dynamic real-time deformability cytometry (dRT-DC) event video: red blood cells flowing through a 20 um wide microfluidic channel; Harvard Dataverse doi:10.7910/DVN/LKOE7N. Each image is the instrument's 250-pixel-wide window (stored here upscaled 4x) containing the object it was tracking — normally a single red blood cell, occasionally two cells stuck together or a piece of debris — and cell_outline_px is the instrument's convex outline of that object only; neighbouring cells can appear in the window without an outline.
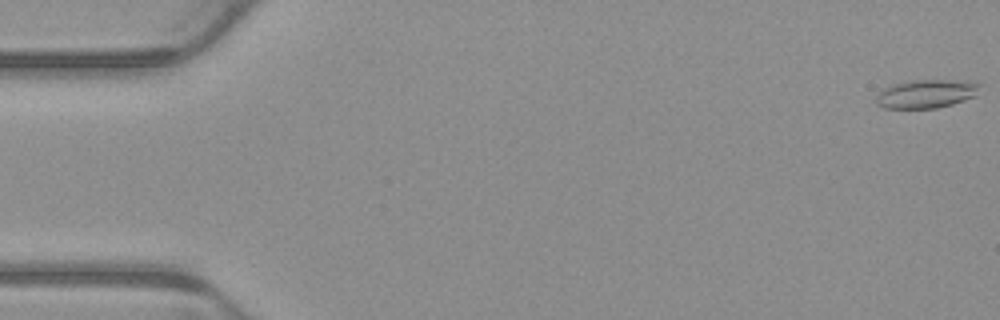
{"species": "common noctule bat (a hibernating species)", "species_latin": "Nyctalus noctula", "temperature_condition": "warm", "stored_images_in_passage": 5, "camera_frame_rate_fps": 3000, "um_per_image_px": 0.085, "animal": {"sex": "male", "body_mass_g": 23.1, "forearm_length_mm": 52.7}, "frame": {"image": 1, "passage_image": 1, "time_ms": 0.0, "image_size_px": [1000, 320], "cell_outline_px": [[984, 84], [976, 96], [952, 104], [936, 108], [884, 108], [876, 104], [876, 96], [884, 88], [892, 84], [908, 80], [976, 80]], "centroid_in_image_um": [78.81, 7.95], "position_along_channel_um": 6.2, "area_um2": 17.69}}
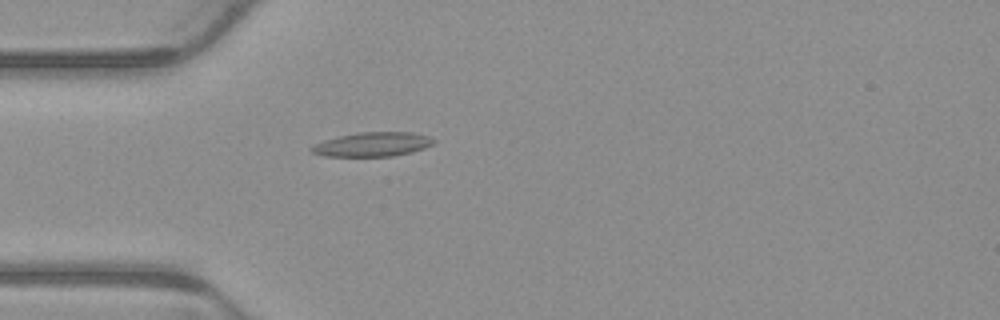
{"frame": {"image": 2, "passage_image": 5, "time_ms": 1.333, "image_size_px": [1000, 320], "cell_outline_px": [[436, 140], [432, 144], [424, 148], [412, 152], [392, 156], [324, 156], [312, 152], [308, 148], [324, 140], [356, 132], [412, 132], [428, 136]], "centroid_in_image_um": [31.67, 12.27], "position_along_channel_um": 53.3, "area_um2": 17.17}}